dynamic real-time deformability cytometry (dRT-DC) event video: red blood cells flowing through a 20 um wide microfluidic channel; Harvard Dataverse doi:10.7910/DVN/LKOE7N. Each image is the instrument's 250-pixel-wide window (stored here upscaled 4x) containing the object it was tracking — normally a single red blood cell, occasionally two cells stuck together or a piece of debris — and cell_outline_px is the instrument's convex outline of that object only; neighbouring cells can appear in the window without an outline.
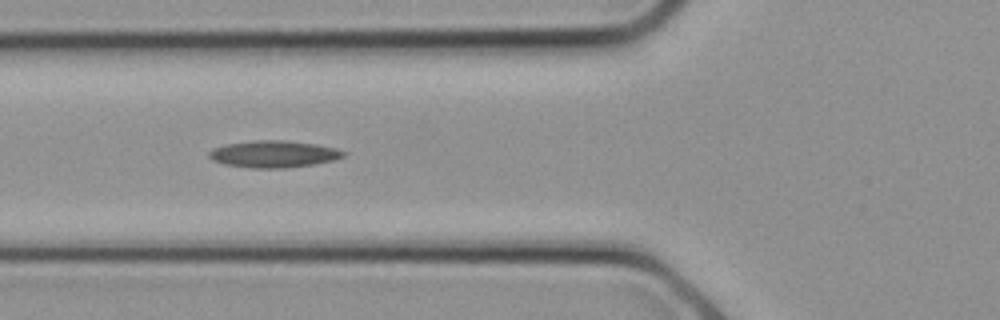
{"species": "common noctule bat (a hibernating species)", "species_latin": "Nyctalus noctula", "temperature_condition": "cold", "stored_images_in_passage": 14, "camera_frame_rate_fps": 3000, "um_per_image_px": 0.085, "animal": {"sex": "female", "body_mass_g": 21.9}, "frame": {"image": 1, "passage_image": 8, "time_ms": 2.333, "image_size_px": [1000, 320], "cell_outline_px": [[348, 152], [344, 156], [332, 160], [312, 164], [284, 168], [252, 168], [224, 164], [212, 160], [208, 156], [208, 152], [212, 148], [224, 144], [252, 140], [284, 140], [316, 144], [336, 148]], "centroid_in_image_um": [23.22, 13.08], "position_along_channel_um": 102.6, "area_um2": 21.15}}
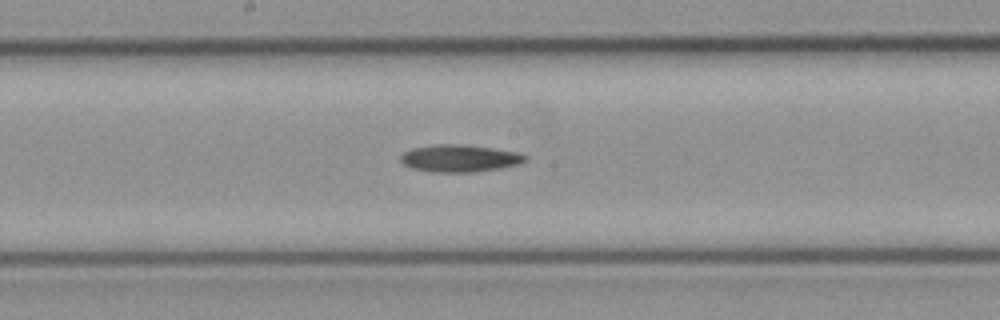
{"frame": {"image": 2, "passage_image": 12, "time_ms": 3.667, "image_size_px": [1000, 320], "cell_outline_px": [[528, 160], [520, 164], [500, 168], [472, 172], [432, 172], [412, 168], [404, 164], [400, 160], [400, 156], [404, 152], [412, 148], [436, 144], [464, 144], [520, 152], [528, 156]], "centroid_in_image_um": [39.11, 13.45], "position_along_channel_um": 209.1, "area_um2": 19.94}}
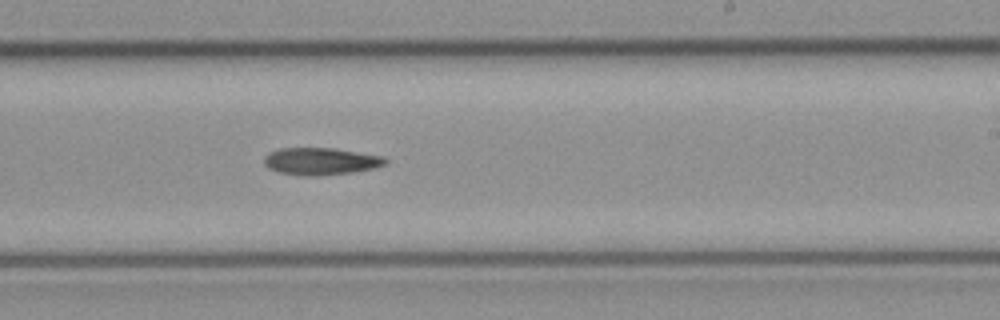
{"frame": {"image": 3, "passage_image": 14, "time_ms": 4.333, "image_size_px": [1000, 320], "cell_outline_px": [[388, 164], [372, 168], [352, 172], [320, 176], [304, 176], [280, 172], [268, 168], [264, 164], [264, 156], [268, 152], [280, 148], [336, 148], [384, 156], [388, 160]], "centroid_in_image_um": [27.27, 13.7], "position_along_channel_um": 261.7, "area_um2": 19.42}}